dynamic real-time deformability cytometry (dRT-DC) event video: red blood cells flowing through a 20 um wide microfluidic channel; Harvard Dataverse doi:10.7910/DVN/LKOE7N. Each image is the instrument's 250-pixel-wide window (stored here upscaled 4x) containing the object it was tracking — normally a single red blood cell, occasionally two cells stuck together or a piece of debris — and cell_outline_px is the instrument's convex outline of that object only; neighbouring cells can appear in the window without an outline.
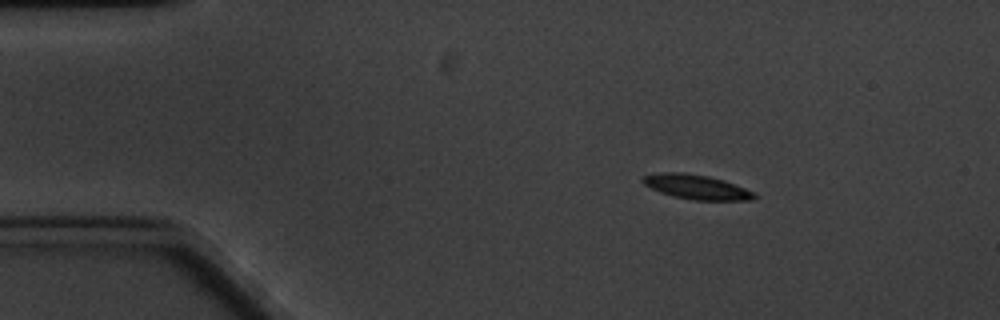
{"species": "common noctule bat (a hibernating species)", "species_latin": "Nyctalus noctula", "temperature_condition": "cold", "stored_images_in_passage": 15, "camera_frame_rate_fps": 3000, "um_per_image_px": 0.085, "animal": {"sex": "male", "body_mass_g": 20.1, "forearm_length_mm": 53.5}, "frame": {"image": 1, "passage_image": 1, "time_ms": 0.0, "image_size_px": [1000, 320], "cell_outline_px": [[760, 196], [752, 200], [692, 200], [660, 192], [644, 184], [640, 180], [640, 176], [656, 172], [684, 172], [708, 176], [724, 180], [756, 192]], "centroid_in_image_um": [59.21, 15.88], "position_along_channel_um": 25.8, "area_um2": 16.18}}
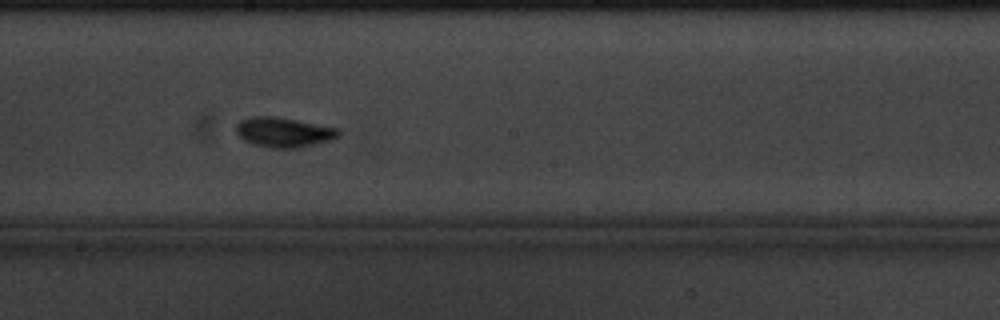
{"frame": {"image": 2, "passage_image": 8, "time_ms": 8.0, "image_size_px": [1000, 320], "cell_outline_px": [[340, 132], [332, 140], [300, 148], [272, 148], [252, 144], [244, 140], [236, 132], [236, 124], [240, 120], [252, 116], [272, 116], [296, 120], [340, 128]], "centroid_in_image_um": [24.11, 11.24], "position_along_channel_um": 224.1, "area_um2": 17.86}}
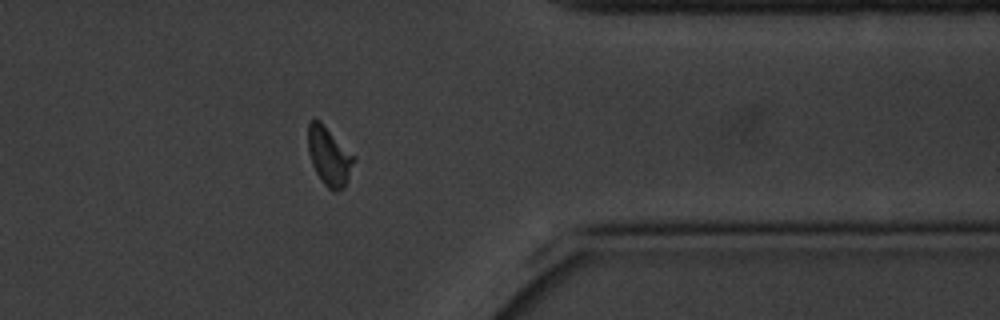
{"frame": {"image": 3, "passage_image": 12, "time_ms": 13.333, "image_size_px": [1000, 320], "cell_outline_px": [[356, 160], [344, 188], [336, 192], [332, 192], [324, 184], [316, 172], [312, 164], [308, 152], [308, 124], [312, 120], [320, 120], [356, 156]], "centroid_in_image_um": [28.0, 13.29], "position_along_channel_um": 383.4, "area_um2": 15.84}, "authors_computed_cell_mechanics": {"area_um2": 15.7794, "velocity_mm_per_s": 3.2284, "shape_relaxation_time_tau1_ms": 2.8912, "shape_relaxation_time_tau2_ms": 10.4013, "deformation_change_tau1": 0.1584, "deformation_change_tau2": 0.1622}}